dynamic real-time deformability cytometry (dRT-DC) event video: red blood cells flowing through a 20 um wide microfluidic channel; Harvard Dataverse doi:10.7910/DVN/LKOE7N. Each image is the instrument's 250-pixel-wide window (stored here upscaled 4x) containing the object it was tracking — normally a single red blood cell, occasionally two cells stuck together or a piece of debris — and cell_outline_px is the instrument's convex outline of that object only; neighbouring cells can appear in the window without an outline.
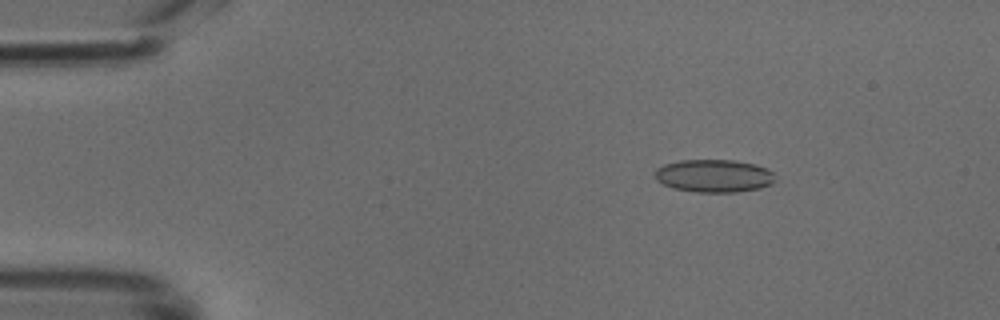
{"species": "common noctule bat (a hibernating species)", "species_latin": "Nyctalus noctula", "temperature_condition": "cold", "stored_images_in_passage": 48, "camera_frame_rate_fps": 3000, "um_per_image_px": 0.085, "animal": {"sex": "male", "body_mass_g": 18.8}, "frame": {"image": 1, "passage_image": 7, "time_ms": 2.0, "image_size_px": [1000, 320], "cell_outline_px": [[776, 180], [772, 184], [760, 188], [736, 192], [696, 192], [672, 188], [656, 180], [656, 168], [664, 164], [680, 160], [732, 160], [756, 164], [768, 168], [772, 172]], "centroid_in_image_um": [60.71, 14.94], "position_along_channel_um": 24.3, "area_um2": 23.12}}
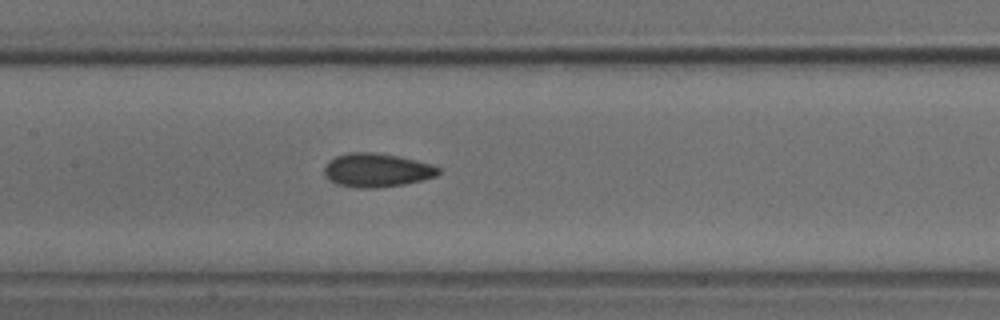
{"frame": {"image": 2, "passage_image": 23, "time_ms": 7.333, "image_size_px": [1000, 320], "cell_outline_px": [[440, 172], [436, 176], [404, 184], [376, 188], [356, 188], [336, 184], [328, 180], [324, 176], [324, 164], [328, 160], [336, 156], [348, 152], [372, 152], [400, 156], [432, 164], [440, 168]], "centroid_in_image_um": [31.98, 14.46], "position_along_channel_um": 175.4, "area_um2": 22.72}}
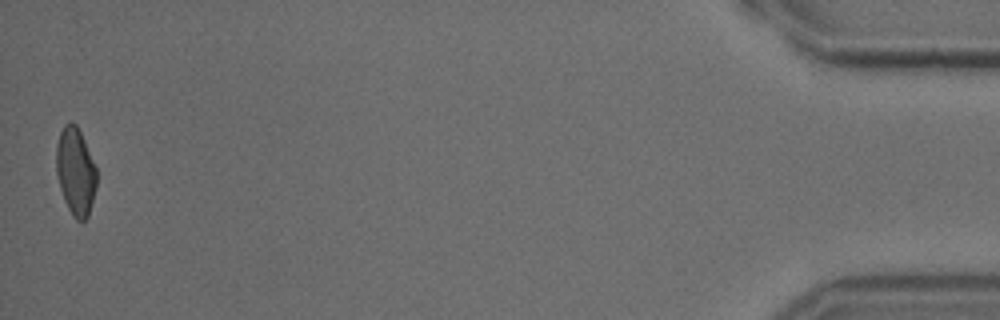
{"frame": {"image": 3, "passage_image": 48, "time_ms": 15.667, "image_size_px": [1000, 320], "cell_outline_px": [[96, 188], [88, 216], [84, 220], [76, 220], [72, 216], [64, 200], [60, 188], [56, 172], [56, 144], [60, 132], [64, 124], [72, 120], [76, 124], [84, 140], [96, 168]], "centroid_in_image_um": [6.4, 14.56], "position_along_channel_um": 428.8, "area_um2": 20.58}}